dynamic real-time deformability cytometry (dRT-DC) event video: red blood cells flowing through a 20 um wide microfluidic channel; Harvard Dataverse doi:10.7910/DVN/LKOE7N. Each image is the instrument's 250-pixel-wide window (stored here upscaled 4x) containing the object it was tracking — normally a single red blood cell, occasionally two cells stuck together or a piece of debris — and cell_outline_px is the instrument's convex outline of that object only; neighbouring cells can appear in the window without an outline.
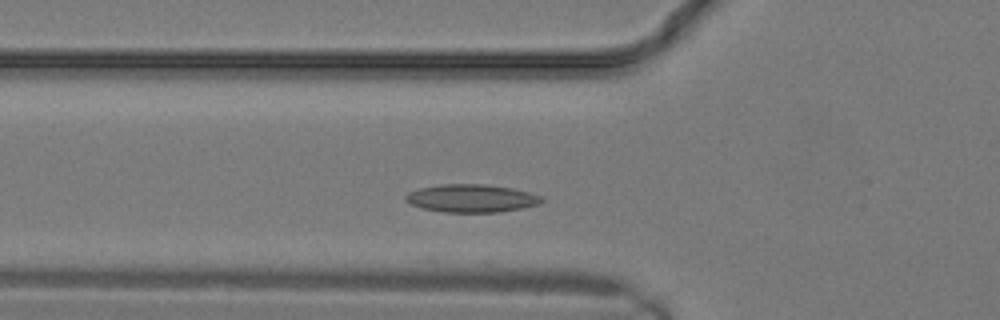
{"species": "common noctule bat (a hibernating species)", "species_latin": "Nyctalus noctula", "temperature_condition": "warm", "stored_images_in_passage": 4, "camera_frame_rate_fps": 3000, "um_per_image_px": 0.085, "animal": {"sex": "male", "body_mass_g": 19.2, "forearm_length_mm": 51.8}, "frame": {"image": 1, "passage_image": 2, "time_ms": 0.333, "image_size_px": [1000, 320], "cell_outline_px": [[544, 200], [540, 204], [500, 212], [444, 212], [424, 208], [412, 204], [404, 200], [404, 196], [408, 192], [420, 188], [440, 184], [484, 184], [512, 188], [528, 192], [540, 196]], "centroid_in_image_um": [40.06, 16.85], "position_along_channel_um": 85.7, "area_um2": 22.02}}
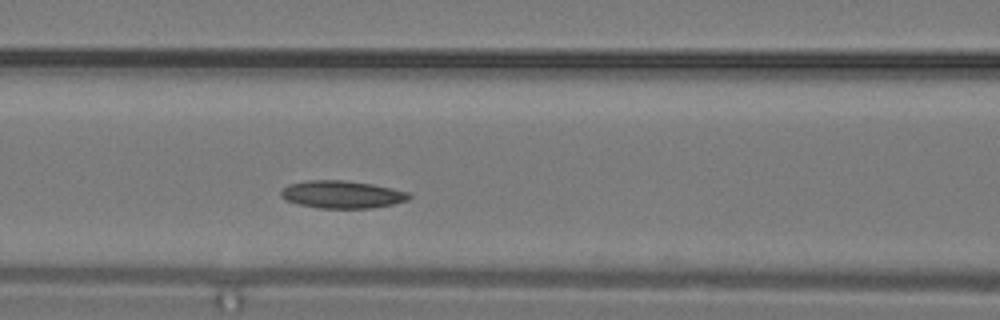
{"frame": {"image": 2, "passage_image": 4, "time_ms": 1.0, "image_size_px": [1000, 320], "cell_outline_px": [[412, 196], [408, 200], [392, 204], [372, 208], [320, 208], [300, 204], [284, 200], [280, 196], [280, 192], [288, 184], [308, 180], [344, 180], [372, 184], [392, 188], [408, 192]], "centroid_in_image_um": [29.06, 16.52], "position_along_channel_um": 137.5, "area_um2": 20.58}}